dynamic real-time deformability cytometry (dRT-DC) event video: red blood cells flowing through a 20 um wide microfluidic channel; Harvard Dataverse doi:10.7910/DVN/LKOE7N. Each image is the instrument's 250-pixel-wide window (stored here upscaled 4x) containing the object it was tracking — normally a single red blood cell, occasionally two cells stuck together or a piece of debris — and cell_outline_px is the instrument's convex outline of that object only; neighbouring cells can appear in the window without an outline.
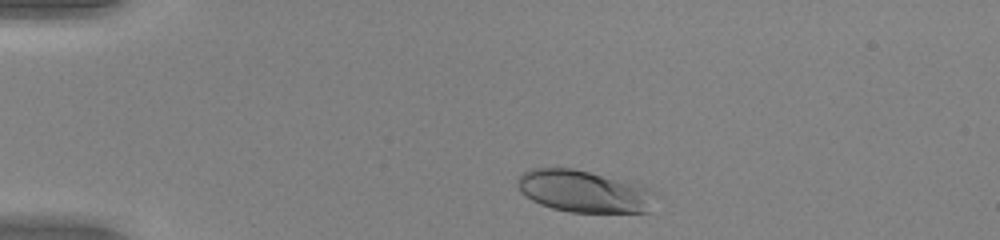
{"species": "human", "species_latin": "Homo sapiens", "temperature_condition": "warm", "stored_images_in_passage": 43, "camera_frame_rate_fps": 3000, "um_per_image_px": 0.085, "donor": {"sex": "female"}, "frame": {"image": 1, "passage_image": 3, "time_ms": 0.667, "image_size_px": [1000, 240], "cell_outline_px": [[660, 192], [648, 212], [568, 212], [552, 208], [540, 204], [532, 200], [520, 192], [516, 184], [516, 180], [524, 172], [532, 168], [572, 168], [644, 184]], "centroid_in_image_um": [49.71, 16.26], "position_along_channel_um": 35.3, "area_um2": 34.45}}
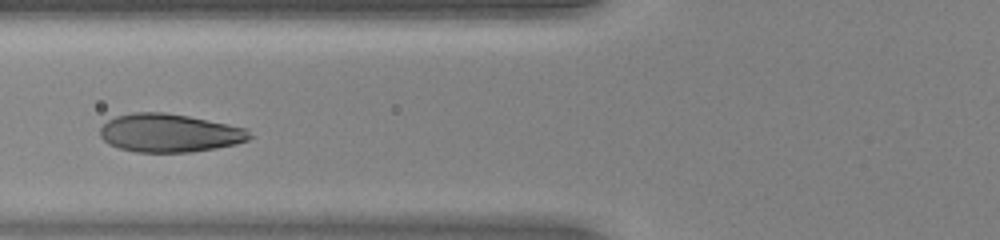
{"frame": {"image": 2, "passage_image": 13, "time_ms": 4.0, "image_size_px": [1000, 240], "cell_outline_px": [[256, 136], [248, 140], [236, 144], [216, 148], [192, 152], [136, 152], [120, 148], [108, 144], [100, 136], [100, 128], [108, 120], [116, 116], [132, 112], [164, 112], [188, 116], [248, 128]], "centroid_in_image_um": [14.45, 11.3], "position_along_channel_um": 111.4, "area_um2": 33.64}}
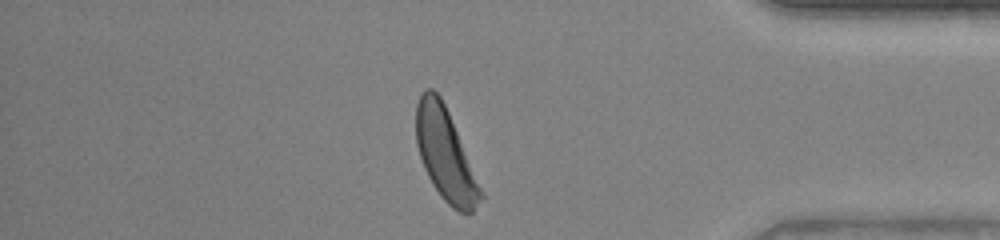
{"frame": {"image": 3, "passage_image": 36, "time_ms": 11.667, "image_size_px": [1000, 240], "cell_outline_px": [[484, 196], [472, 212], [460, 212], [452, 208], [440, 196], [432, 184], [424, 168], [416, 144], [416, 104], [424, 88], [432, 88], [440, 96], [448, 112], [484, 192]], "centroid_in_image_um": [37.85, 13.15], "position_along_channel_um": 397.3, "area_um2": 34.39}, "authors_computed_cell_mechanics": {"area_um2": 33.7552, "velocity_mm_per_s": 4.0387, "shape_relaxation_time_tau1_ms": 3.1526, "shape_relaxation_time_tau2_ms": null, "deformation_change_tau1": 0.1955, "deformation_change_tau2": null}}